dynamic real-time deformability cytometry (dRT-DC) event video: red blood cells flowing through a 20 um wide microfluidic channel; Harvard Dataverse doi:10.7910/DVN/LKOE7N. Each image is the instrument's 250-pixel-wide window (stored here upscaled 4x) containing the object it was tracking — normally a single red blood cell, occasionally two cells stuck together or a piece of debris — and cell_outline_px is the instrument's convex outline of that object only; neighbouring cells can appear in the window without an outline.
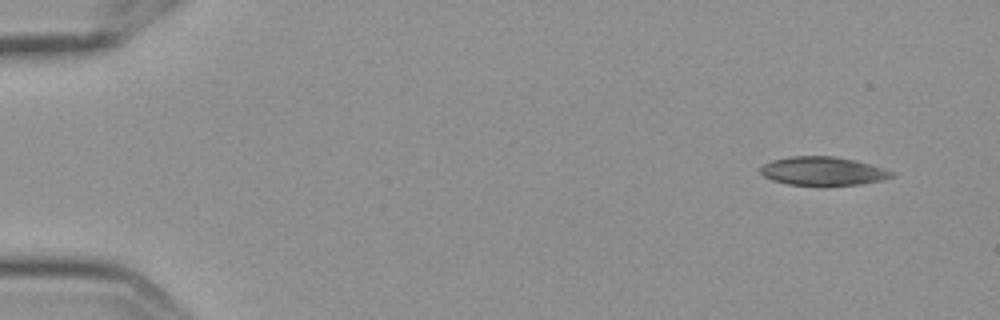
{"species": "Egyptian fruit bat (a non-hibernating species)", "species_latin": "Rousettus aegyptiacus", "temperature_condition": "cold", "stored_images_in_passage": 6, "camera_frame_rate_fps": 3000, "um_per_image_px": 0.085, "frame": {"image": 1, "passage_image": 1, "time_ms": 0.0, "image_size_px": [1000, 320], "cell_outline_px": [[896, 172], [892, 176], [884, 180], [860, 184], [788, 184], [772, 180], [764, 176], [760, 172], [760, 168], [764, 164], [772, 160], [792, 156], [832, 156], [856, 160], [884, 168]], "centroid_in_image_um": [69.97, 14.52], "position_along_channel_um": 15.0, "area_um2": 21.56}}
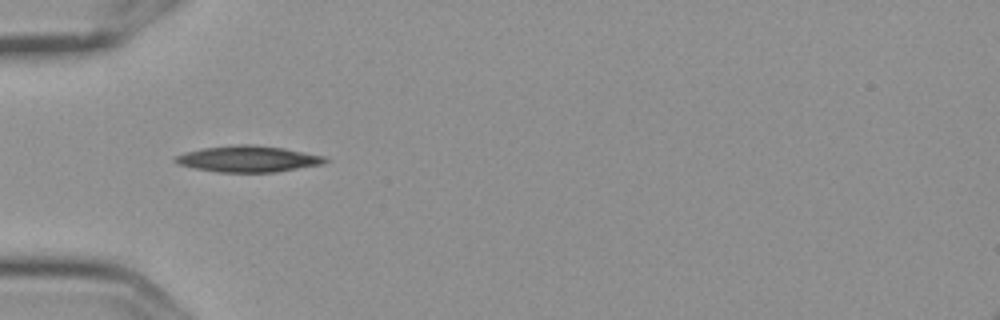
{"frame": {"image": 2, "passage_image": 5, "time_ms": 1.333, "image_size_px": [1000, 320], "cell_outline_px": [[332, 160], [324, 164], [276, 172], [216, 172], [176, 164], [172, 160], [176, 156], [188, 152], [204, 148], [240, 144], [252, 144], [284, 148], [324, 156]], "centroid_in_image_um": [21.14, 13.51], "position_along_channel_um": 63.9, "area_um2": 22.89}}
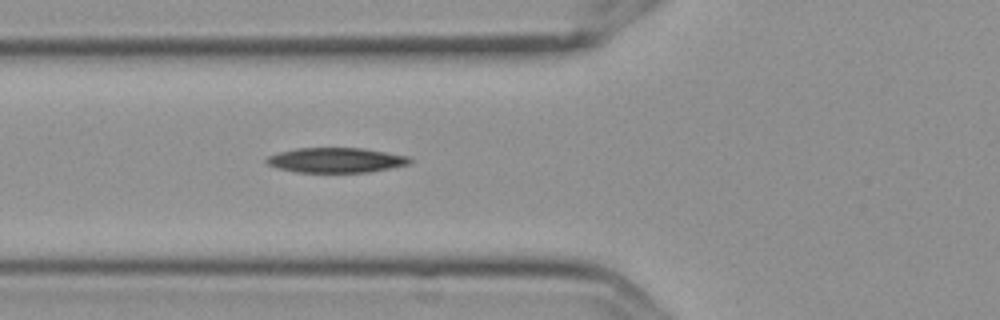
{"frame": {"image": 3, "passage_image": 6, "time_ms": 1.667, "image_size_px": [1000, 320], "cell_outline_px": [[412, 164], [368, 172], [296, 172], [276, 168], [268, 164], [264, 160], [268, 156], [280, 152], [296, 148], [364, 148], [408, 156], [412, 160]], "centroid_in_image_um": [28.57, 13.61], "position_along_channel_um": 97.2, "area_um2": 20.87}}